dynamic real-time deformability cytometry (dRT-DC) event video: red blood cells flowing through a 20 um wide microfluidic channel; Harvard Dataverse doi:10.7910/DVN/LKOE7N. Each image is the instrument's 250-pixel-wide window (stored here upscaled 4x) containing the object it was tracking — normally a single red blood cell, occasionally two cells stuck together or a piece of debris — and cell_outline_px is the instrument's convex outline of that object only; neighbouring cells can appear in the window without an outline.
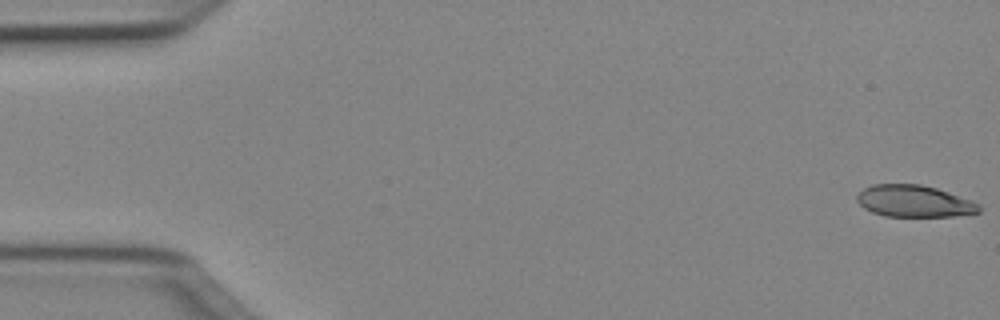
{"species": "Egyptian fruit bat (a non-hibernating species)", "species_latin": "Rousettus aegyptiacus", "temperature_condition": "cold", "stored_images_in_passage": 50, "camera_frame_rate_fps": 3000, "um_per_image_px": 0.085, "animal": {"sex": "female"}, "frame": {"image": 1, "passage_image": 1, "time_ms": 0.0, "image_size_px": [1000, 320], "cell_outline_px": [[980, 212], [952, 216], [884, 216], [872, 212], [864, 208], [856, 200], [856, 196], [864, 188], [872, 184], [920, 184], [936, 188], [948, 192], [980, 204]], "centroid_in_image_um": [77.67, 17.1], "position_along_channel_um": 7.3, "area_um2": 22.48}}
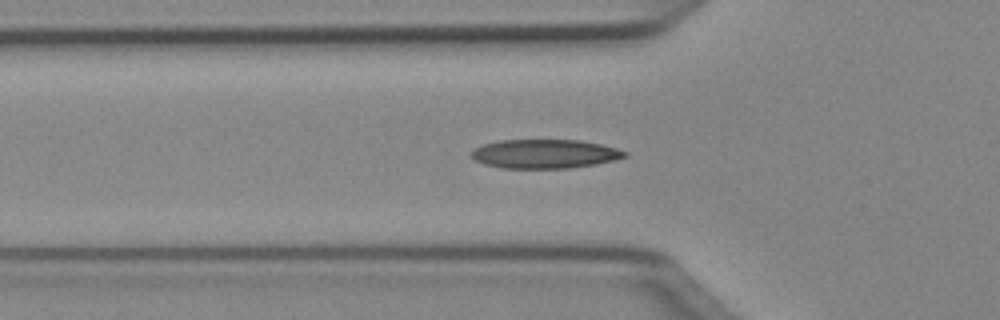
{"frame": {"image": 2, "passage_image": 17, "time_ms": 5.333, "image_size_px": [1000, 320], "cell_outline_px": [[628, 156], [616, 160], [596, 164], [568, 168], [500, 168], [484, 164], [476, 160], [472, 156], [472, 152], [476, 148], [484, 144], [500, 140], [580, 140], [600, 144], [616, 148], [628, 152]], "centroid_in_image_um": [46.35, 13.08], "position_along_channel_um": 79.5, "area_um2": 25.84}}
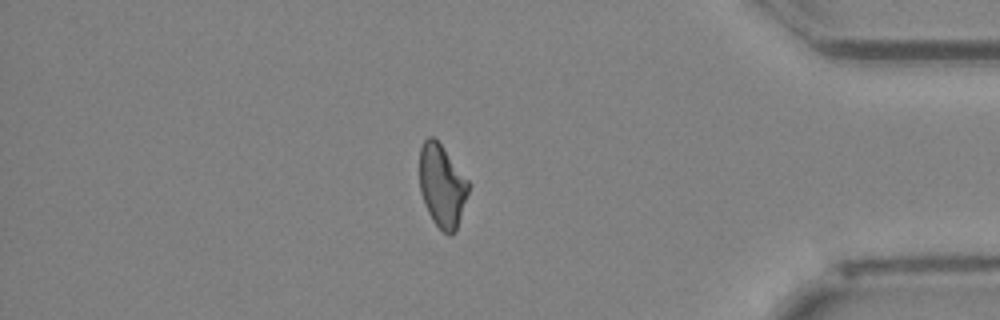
{"frame": {"image": 3, "passage_image": 43, "time_ms": 14.0, "image_size_px": [1000, 320], "cell_outline_px": [[468, 192], [456, 232], [452, 236], [448, 236], [432, 220], [424, 204], [420, 192], [420, 148], [424, 140], [428, 136], [432, 136], [440, 144], [468, 180]], "centroid_in_image_um": [37.56, 15.83], "position_along_channel_um": 397.6, "area_um2": 23.35}, "authors_computed_cell_mechanics": {"area_um2": 24.3916, "velocity_mm_per_s": 4.0509, "shape_relaxation_time_tau1_ms": 7.3665, "shape_relaxation_time_tau2_ms": 3.8042, "deformation_change_tau1": 0.1815, "deformation_change_tau2": 0.1221}}